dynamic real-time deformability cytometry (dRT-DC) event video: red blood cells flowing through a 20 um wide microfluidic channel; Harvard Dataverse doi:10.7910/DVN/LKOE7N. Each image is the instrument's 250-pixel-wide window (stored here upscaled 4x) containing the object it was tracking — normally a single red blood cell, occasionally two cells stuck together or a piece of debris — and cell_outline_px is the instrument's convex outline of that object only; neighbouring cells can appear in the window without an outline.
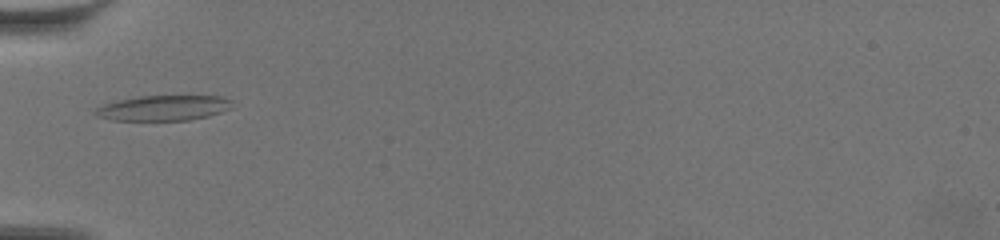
{"species": "common noctule bat (a hibernating species)", "species_latin": "Nyctalus noctula", "temperature_condition": "warm", "stored_images_in_passage": 40, "camera_frame_rate_fps": 3000, "um_per_image_px": 0.085, "animal": {"sex": "female", "body_mass_g": 19.5, "forearm_length_mm": 54.1}, "frame": {"image": 1, "passage_image": 1, "time_ms": 0.0, "image_size_px": [1000, 240], "cell_outline_px": [[232, 108], [208, 116], [188, 120], [112, 120], [96, 116], [92, 112], [96, 108], [104, 104], [120, 100], [140, 96], [224, 96], [232, 100]], "centroid_in_image_um": [13.91, 9.17], "position_along_channel_um": 71.1, "area_um2": 20.11}}
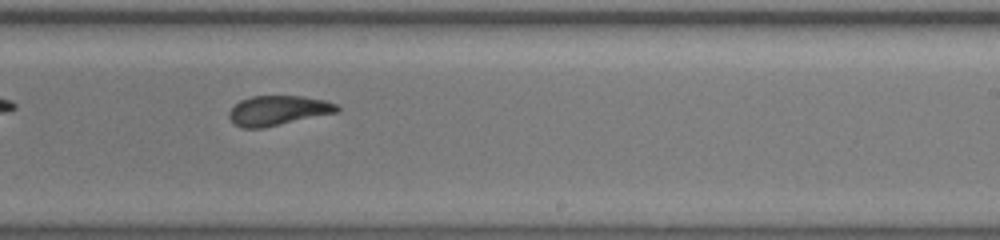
{"frame": {"image": 2, "passage_image": 18, "time_ms": 5.667, "image_size_px": [1000, 240], "cell_outline_px": [[340, 112], [264, 128], [240, 128], [232, 124], [228, 116], [228, 112], [240, 100], [252, 96], [300, 96], [324, 100], [336, 104], [340, 108]], "centroid_in_image_um": [23.62, 9.41], "position_along_channel_um": 265.4, "area_um2": 18.96}}
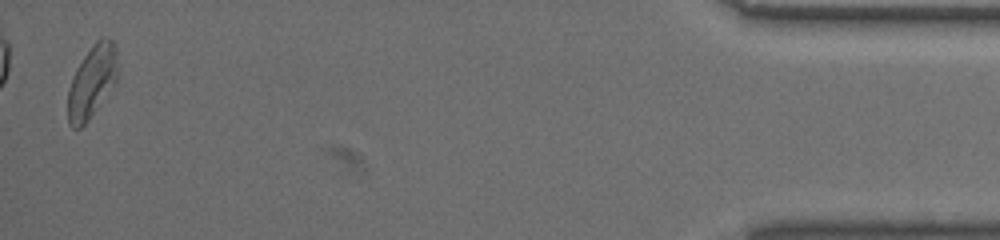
{"frame": {"image": 3, "passage_image": 39, "time_ms": 12.667, "image_size_px": [1000, 240], "cell_outline_px": [[116, 80], [88, 120], [80, 128], [72, 128], [68, 124], [68, 88], [72, 76], [76, 68], [84, 56], [96, 40], [104, 36], [108, 36], [112, 40], [116, 48]], "centroid_in_image_um": [7.78, 6.91], "position_along_channel_um": 427.4, "area_um2": 20.63}, "authors_computed_cell_mechanics": {"area_um2": 19.1896, "velocity_mm_per_s": 3.4468, "shape_relaxation_time_tau1_ms": 6.4376, "shape_relaxation_time_tau2_ms": 2.1497, "deformation_change_tau1": 0.1915, "deformation_change_tau2": 0.1041}}